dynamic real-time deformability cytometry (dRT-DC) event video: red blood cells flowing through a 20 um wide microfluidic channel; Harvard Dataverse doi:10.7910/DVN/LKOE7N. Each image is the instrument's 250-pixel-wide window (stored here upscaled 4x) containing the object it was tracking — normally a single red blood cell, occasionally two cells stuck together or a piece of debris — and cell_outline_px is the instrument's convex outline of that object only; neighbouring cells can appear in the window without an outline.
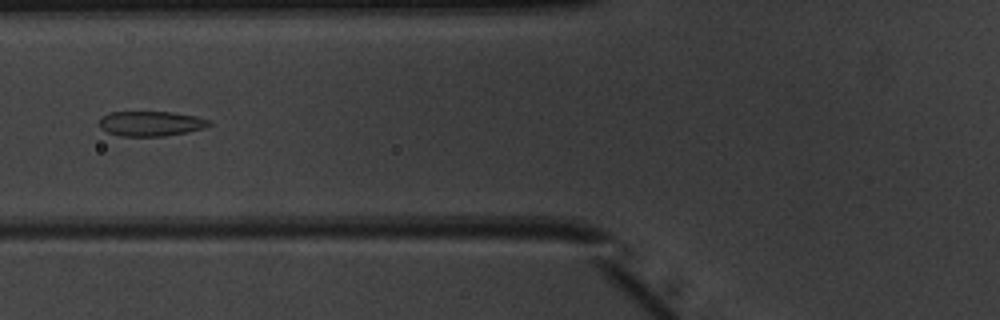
{"species": "common noctule bat (a hibernating species)", "species_latin": "Nyctalus noctula", "temperature_condition": "warm", "stored_images_in_passage": 30, "camera_frame_rate_fps": 3000, "um_per_image_px": 0.085, "animal": {"sex": "male", "body_mass_g": 20.1, "forearm_length_mm": 53.5}, "frame": {"image": 1, "passage_image": 22, "time_ms": 7.0, "image_size_px": [1000, 320], "cell_outline_px": [[212, 124], [204, 128], [188, 132], [164, 136], [120, 136], [108, 132], [100, 128], [100, 120], [108, 112], [172, 112], [196, 116], [212, 120]], "centroid_in_image_um": [12.87, 10.5], "position_along_channel_um": 112.9, "area_um2": 16.01}}